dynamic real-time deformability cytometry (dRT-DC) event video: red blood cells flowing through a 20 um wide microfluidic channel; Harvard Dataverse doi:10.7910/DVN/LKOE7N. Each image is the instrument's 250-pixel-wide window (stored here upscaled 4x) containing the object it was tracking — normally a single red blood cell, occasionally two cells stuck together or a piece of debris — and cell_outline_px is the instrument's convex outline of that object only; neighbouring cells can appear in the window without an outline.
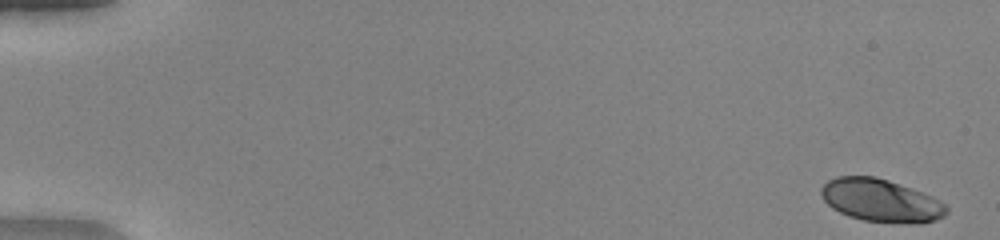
{"species": "human", "species_latin": "Homo sapiens", "temperature_condition": "warm", "stored_images_in_passage": 51, "camera_frame_rate_fps": 3000, "um_per_image_px": 0.085, "donor": {"sex": "female"}, "frame": {"image": 1, "passage_image": 2, "time_ms": 0.333, "image_size_px": [1000, 240], "cell_outline_px": [[948, 212], [944, 216], [936, 220], [920, 224], [904, 224], [864, 220], [848, 216], [832, 208], [820, 196], [820, 188], [828, 180], [836, 176], [876, 176], [912, 188], [932, 196], [940, 200], [948, 208]], "centroid_in_image_um": [74.89, 17.05], "position_along_channel_um": 10.1, "area_um2": 31.62}}
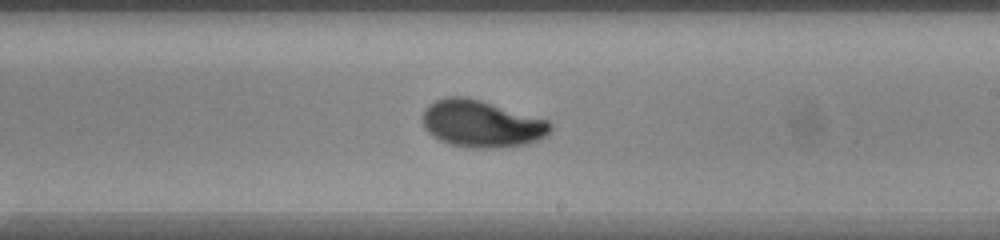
{"frame": {"image": 2, "passage_image": 32, "time_ms": 10.333, "image_size_px": [1000, 240], "cell_outline_px": [[552, 132], [528, 144], [496, 148], [468, 148], [448, 144], [432, 136], [424, 128], [420, 116], [424, 108], [428, 104], [436, 100], [448, 96], [464, 96], [480, 100], [548, 120], [552, 124]], "centroid_in_image_um": [40.88, 10.52], "position_along_channel_um": 248.1, "area_um2": 35.37}}
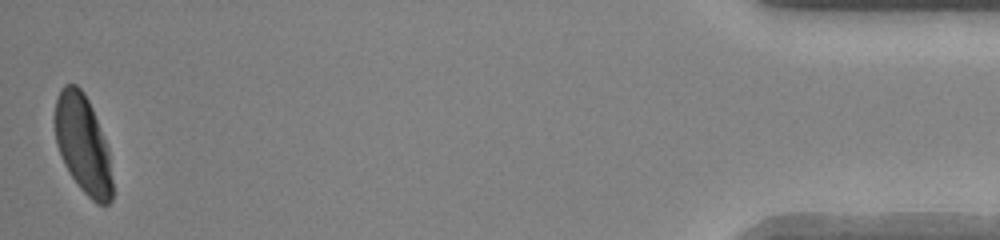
{"frame": {"image": 3, "passage_image": 51, "time_ms": 16.667, "image_size_px": [1000, 240], "cell_outline_px": [[112, 200], [108, 204], [96, 204], [80, 188], [64, 164], [56, 144], [56, 100], [60, 88], [64, 84], [76, 84], [84, 92], [92, 108], [108, 148], [112, 180]], "centroid_in_image_um": [7.05, 12.27], "position_along_channel_um": 428.1, "area_um2": 32.54}, "authors_computed_cell_mechanics": {"area_um2": 33.524, "velocity_mm_per_s": 4.1205, "shape_relaxation_time_tau1_ms": 3.1435, "shape_relaxation_time_tau2_ms": null, "deformation_change_tau1": 0.18, "deformation_change_tau2": null}}